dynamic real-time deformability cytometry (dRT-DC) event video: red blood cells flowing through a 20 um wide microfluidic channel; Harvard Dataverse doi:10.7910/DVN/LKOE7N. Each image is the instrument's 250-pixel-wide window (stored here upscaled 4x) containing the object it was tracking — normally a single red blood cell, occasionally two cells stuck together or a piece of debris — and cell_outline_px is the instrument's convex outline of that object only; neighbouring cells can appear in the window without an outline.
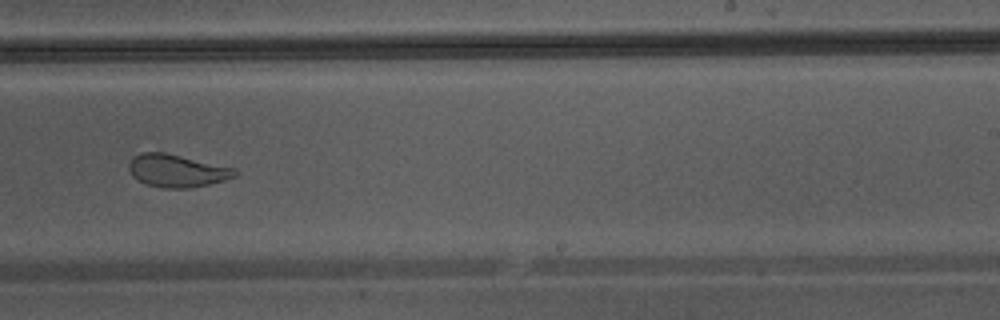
{"species": "Egyptian fruit bat (a non-hibernating species)", "species_latin": "Rousettus aegyptiacus", "temperature_condition": "warm", "stored_images_in_passage": 38, "camera_frame_rate_fps": 3000, "um_per_image_px": 0.085, "animal": {"sex": "male"}, "frame": {"image": 1, "passage_image": 22, "time_ms": 7.0, "image_size_px": [1000, 320], "cell_outline_px": [[240, 172], [236, 176], [224, 180], [192, 188], [164, 188], [144, 184], [132, 176], [128, 168], [128, 164], [132, 156], [140, 152], [164, 152], [236, 168]], "centroid_in_image_um": [15.02, 14.51], "position_along_channel_um": 274.0, "area_um2": 20.46}}